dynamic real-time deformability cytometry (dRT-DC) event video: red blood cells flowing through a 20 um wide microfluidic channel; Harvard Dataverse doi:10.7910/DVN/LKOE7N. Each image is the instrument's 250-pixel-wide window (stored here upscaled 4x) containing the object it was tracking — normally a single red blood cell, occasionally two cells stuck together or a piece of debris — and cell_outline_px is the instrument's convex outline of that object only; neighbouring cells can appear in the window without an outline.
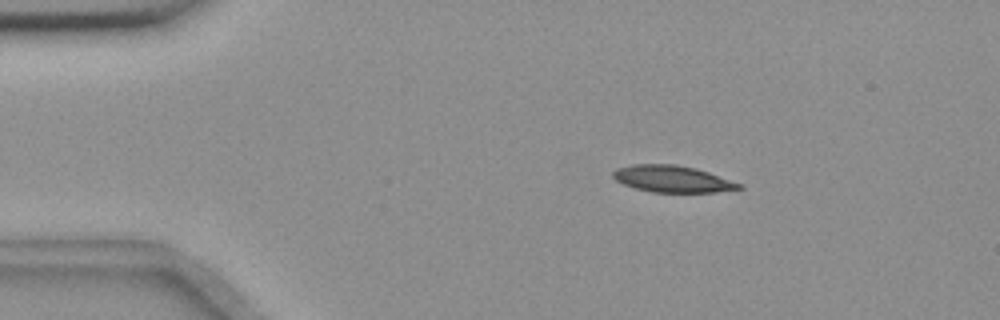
{"species": "common noctule bat (a hibernating species)", "species_latin": "Nyctalus noctula", "temperature_condition": "room temperature", "stored_images_in_passage": 4, "camera_frame_rate_fps": 3000, "um_per_image_px": 0.085, "animal": {"sex": "female", "body_mass_g": 18.4}, "frame": {"image": 1, "passage_image": 2, "time_ms": 1.333, "image_size_px": [1000, 320], "cell_outline_px": [[744, 188], [716, 192], [652, 192], [636, 188], [624, 184], [616, 180], [612, 176], [612, 172], [616, 168], [632, 164], [676, 164], [696, 168], [744, 184]], "centroid_in_image_um": [57.17, 15.2], "position_along_channel_um": 27.8, "area_um2": 19.71}}